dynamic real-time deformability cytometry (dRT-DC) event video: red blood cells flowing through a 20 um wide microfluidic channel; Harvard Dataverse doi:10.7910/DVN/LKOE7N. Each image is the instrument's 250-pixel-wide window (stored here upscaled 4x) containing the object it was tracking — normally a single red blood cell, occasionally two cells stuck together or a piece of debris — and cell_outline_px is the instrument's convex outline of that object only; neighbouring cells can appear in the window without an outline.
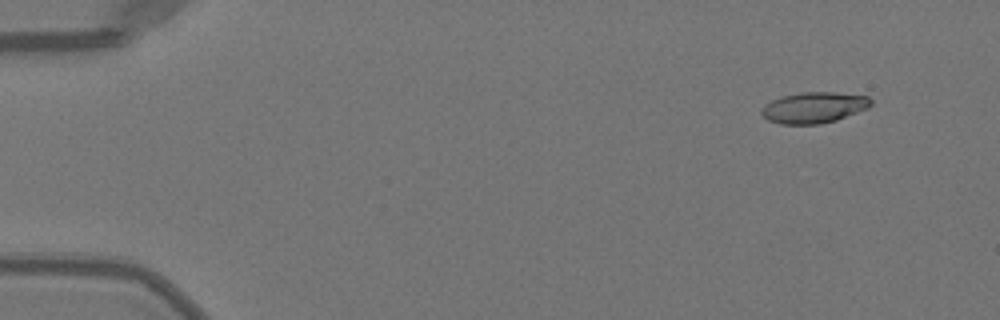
{"species": "Egyptian fruit bat (a non-hibernating species)", "species_latin": "Rousettus aegyptiacus", "temperature_condition": "warm", "stored_images_in_passage": 51, "camera_frame_rate_fps": 3000, "um_per_image_px": 0.085, "animal": {"sex": "female"}, "frame": {"image": 1, "passage_image": 5, "time_ms": 1.333, "image_size_px": [1000, 320], "cell_outline_px": [[872, 104], [868, 108], [836, 120], [820, 124], [780, 124], [768, 120], [760, 112], [760, 108], [764, 104], [780, 96], [800, 92], [832, 92], [868, 96], [872, 100]], "centroid_in_image_um": [69.15, 9.14], "position_along_channel_um": 15.8, "area_um2": 19.88}}
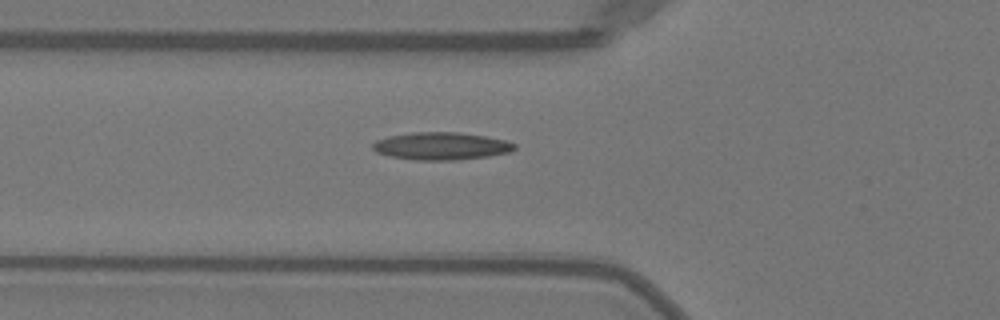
{"frame": {"image": 2, "passage_image": 19, "time_ms": 6.0, "image_size_px": [1000, 320], "cell_outline_px": [[516, 148], [508, 152], [488, 156], [452, 160], [416, 160], [392, 156], [376, 152], [372, 148], [372, 144], [376, 140], [388, 136], [412, 132], [460, 132], [484, 136], [504, 140], [516, 144]], "centroid_in_image_um": [37.48, 12.4], "position_along_channel_um": 88.3, "area_um2": 22.6}}
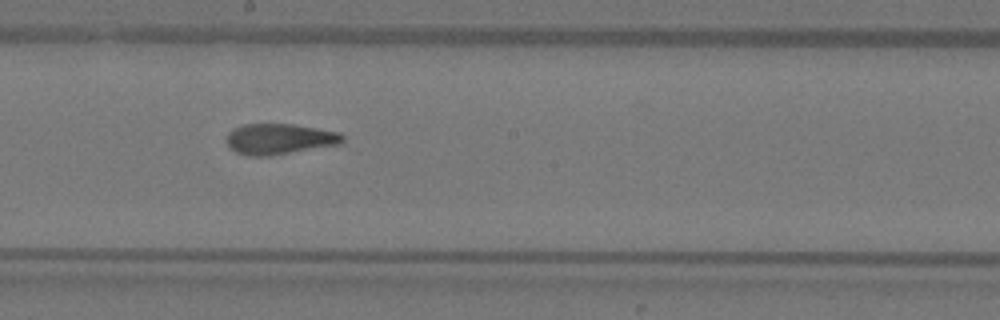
{"frame": {"image": 3, "passage_image": 29, "time_ms": 9.333, "image_size_px": [1000, 320], "cell_outline_px": [[344, 140], [340, 144], [268, 156], [248, 156], [236, 152], [224, 140], [228, 132], [232, 128], [244, 124], [292, 124], [340, 132], [344, 136]], "centroid_in_image_um": [23.72, 11.81], "position_along_channel_um": 224.5, "area_um2": 20.81}, "authors_computed_cell_mechanics": {"area_um2": 20.808, "velocity_mm_per_s": 4.0594, "shape_relaxation_time_tau1_ms": 6.2013, "shape_relaxation_time_tau2_ms": 1.8842, "deformation_change_tau1": 0.2469, "deformation_change_tau2": 0.1021}}